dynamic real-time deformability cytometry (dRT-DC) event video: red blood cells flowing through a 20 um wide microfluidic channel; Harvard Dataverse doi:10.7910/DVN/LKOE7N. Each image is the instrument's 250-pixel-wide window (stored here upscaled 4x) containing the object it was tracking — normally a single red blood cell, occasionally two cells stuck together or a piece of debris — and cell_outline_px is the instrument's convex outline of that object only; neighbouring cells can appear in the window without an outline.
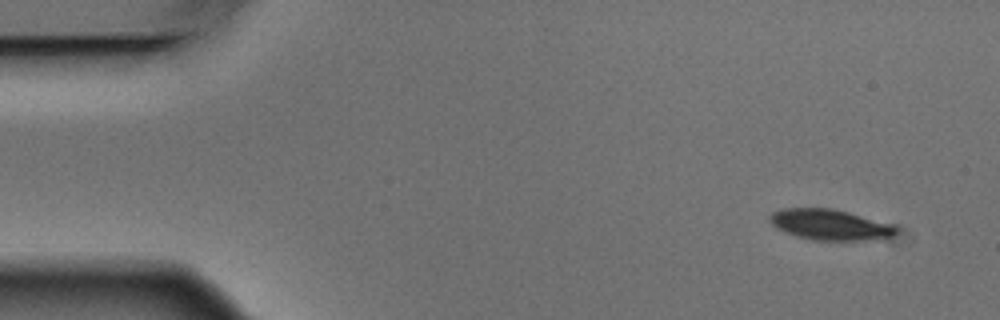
{"species": "Egyptian fruit bat (a non-hibernating species)", "species_latin": "Rousettus aegyptiacus", "temperature_condition": "warm", "stored_images_in_passage": 5, "camera_frame_rate_fps": 3000, "um_per_image_px": 0.085, "animal": {"sex": "male"}, "frame": {"image": 1, "passage_image": 1, "time_ms": 0.0, "image_size_px": [1000, 320], "cell_outline_px": [[900, 240], [812, 240], [796, 236], [784, 232], [776, 228], [768, 220], [768, 216], [772, 212], [784, 208], [832, 208], [848, 212], [892, 224], [900, 228]], "centroid_in_image_um": [70.69, 19.13], "position_along_channel_um": 14.3, "area_um2": 23.47}}
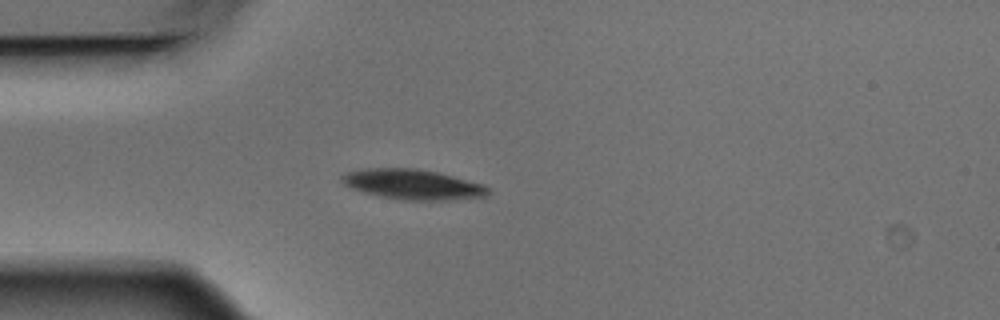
{"frame": {"image": 2, "passage_image": 4, "time_ms": 1.0, "image_size_px": [1000, 320], "cell_outline_px": [[488, 196], [448, 200], [404, 200], [380, 196], [364, 192], [352, 188], [344, 184], [340, 180], [340, 176], [348, 172], [364, 168], [416, 168], [436, 172], [484, 184], [488, 188]], "centroid_in_image_um": [35.07, 15.67], "position_along_channel_um": 49.9, "area_um2": 25.55}}